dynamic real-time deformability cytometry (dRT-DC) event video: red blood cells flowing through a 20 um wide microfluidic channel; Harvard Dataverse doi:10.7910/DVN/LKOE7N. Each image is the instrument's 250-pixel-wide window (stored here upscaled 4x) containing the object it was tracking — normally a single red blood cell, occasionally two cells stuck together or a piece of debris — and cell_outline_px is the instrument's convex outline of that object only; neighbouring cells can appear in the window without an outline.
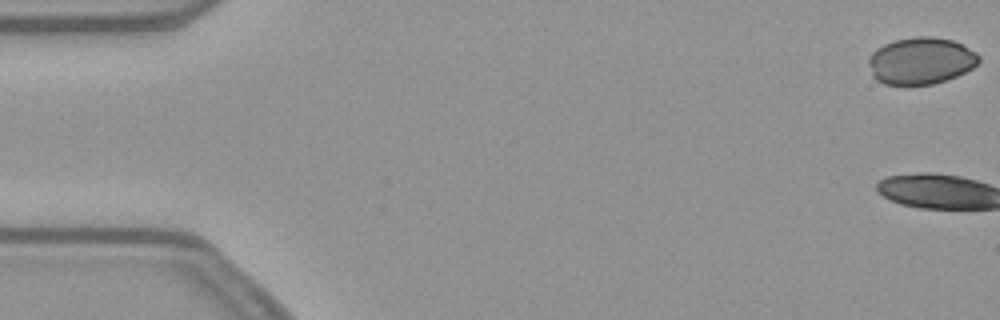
{"species": "common noctule bat (a hibernating species)", "species_latin": "Nyctalus noctula", "temperature_condition": "warm", "stored_images_in_passage": 11, "camera_frame_rate_fps": 3000, "um_per_image_px": 0.085, "animal": {"sex": "female", "body_mass_g": 21.9}, "frame": {"image": 1, "passage_image": 1, "time_ms": 0.0, "image_size_px": [1000, 320], "cell_outline_px": [[980, 60], [972, 68], [956, 76], [932, 84], [884, 84], [876, 80], [872, 76], [868, 64], [868, 56], [876, 48], [884, 44], [896, 40], [916, 36], [932, 36], [952, 40], [964, 44], [976, 52], [980, 56]], "centroid_in_image_um": [78.26, 5.15], "position_along_channel_um": 6.7, "area_um2": 30.23}}